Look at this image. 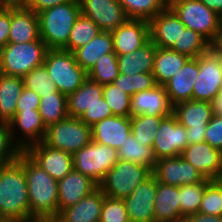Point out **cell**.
I'll return each instance as SVG.
<instances>
[{
    "mask_svg": "<svg viewBox=\"0 0 222 222\" xmlns=\"http://www.w3.org/2000/svg\"><path fill=\"white\" fill-rule=\"evenodd\" d=\"M17 160L23 165L26 174L30 217H57L58 181L37 165L24 151L18 154Z\"/></svg>",
    "mask_w": 222,
    "mask_h": 222,
    "instance_id": "cell-1",
    "label": "cell"
},
{
    "mask_svg": "<svg viewBox=\"0 0 222 222\" xmlns=\"http://www.w3.org/2000/svg\"><path fill=\"white\" fill-rule=\"evenodd\" d=\"M30 217L26 174L16 159L0 165V218L25 221Z\"/></svg>",
    "mask_w": 222,
    "mask_h": 222,
    "instance_id": "cell-2",
    "label": "cell"
},
{
    "mask_svg": "<svg viewBox=\"0 0 222 222\" xmlns=\"http://www.w3.org/2000/svg\"><path fill=\"white\" fill-rule=\"evenodd\" d=\"M38 15L40 38L48 49H63L68 42L72 27L81 15L79 0L56 5Z\"/></svg>",
    "mask_w": 222,
    "mask_h": 222,
    "instance_id": "cell-3",
    "label": "cell"
},
{
    "mask_svg": "<svg viewBox=\"0 0 222 222\" xmlns=\"http://www.w3.org/2000/svg\"><path fill=\"white\" fill-rule=\"evenodd\" d=\"M48 50L41 38L27 43H8L0 49V73L23 77L43 65Z\"/></svg>",
    "mask_w": 222,
    "mask_h": 222,
    "instance_id": "cell-4",
    "label": "cell"
},
{
    "mask_svg": "<svg viewBox=\"0 0 222 222\" xmlns=\"http://www.w3.org/2000/svg\"><path fill=\"white\" fill-rule=\"evenodd\" d=\"M43 65L57 90L66 96L75 92L88 78L87 72L75 61L73 52L64 49H49Z\"/></svg>",
    "mask_w": 222,
    "mask_h": 222,
    "instance_id": "cell-5",
    "label": "cell"
},
{
    "mask_svg": "<svg viewBox=\"0 0 222 222\" xmlns=\"http://www.w3.org/2000/svg\"><path fill=\"white\" fill-rule=\"evenodd\" d=\"M72 159L74 170L86 175L98 186L119 160L117 150L94 141L73 153Z\"/></svg>",
    "mask_w": 222,
    "mask_h": 222,
    "instance_id": "cell-6",
    "label": "cell"
},
{
    "mask_svg": "<svg viewBox=\"0 0 222 222\" xmlns=\"http://www.w3.org/2000/svg\"><path fill=\"white\" fill-rule=\"evenodd\" d=\"M151 175L148 167L119 159L107 172L99 188L106 196L123 199Z\"/></svg>",
    "mask_w": 222,
    "mask_h": 222,
    "instance_id": "cell-7",
    "label": "cell"
},
{
    "mask_svg": "<svg viewBox=\"0 0 222 222\" xmlns=\"http://www.w3.org/2000/svg\"><path fill=\"white\" fill-rule=\"evenodd\" d=\"M170 8L186 28L202 35L211 45L220 32V15L200 0H177Z\"/></svg>",
    "mask_w": 222,
    "mask_h": 222,
    "instance_id": "cell-8",
    "label": "cell"
},
{
    "mask_svg": "<svg viewBox=\"0 0 222 222\" xmlns=\"http://www.w3.org/2000/svg\"><path fill=\"white\" fill-rule=\"evenodd\" d=\"M92 141L91 127L77 117H67L49 125L43 143L71 154Z\"/></svg>",
    "mask_w": 222,
    "mask_h": 222,
    "instance_id": "cell-9",
    "label": "cell"
},
{
    "mask_svg": "<svg viewBox=\"0 0 222 222\" xmlns=\"http://www.w3.org/2000/svg\"><path fill=\"white\" fill-rule=\"evenodd\" d=\"M173 114L178 122L186 128L188 144L205 141V132L213 116L211 102L188 100L174 105Z\"/></svg>",
    "mask_w": 222,
    "mask_h": 222,
    "instance_id": "cell-10",
    "label": "cell"
},
{
    "mask_svg": "<svg viewBox=\"0 0 222 222\" xmlns=\"http://www.w3.org/2000/svg\"><path fill=\"white\" fill-rule=\"evenodd\" d=\"M222 89V57L211 47L199 55V73L192 99L211 102Z\"/></svg>",
    "mask_w": 222,
    "mask_h": 222,
    "instance_id": "cell-11",
    "label": "cell"
},
{
    "mask_svg": "<svg viewBox=\"0 0 222 222\" xmlns=\"http://www.w3.org/2000/svg\"><path fill=\"white\" fill-rule=\"evenodd\" d=\"M188 145L186 128L178 122L176 116L172 114L164 117L153 144L157 159L180 156Z\"/></svg>",
    "mask_w": 222,
    "mask_h": 222,
    "instance_id": "cell-12",
    "label": "cell"
},
{
    "mask_svg": "<svg viewBox=\"0 0 222 222\" xmlns=\"http://www.w3.org/2000/svg\"><path fill=\"white\" fill-rule=\"evenodd\" d=\"M157 182L181 187L203 182L206 178L181 156L159 159L152 171Z\"/></svg>",
    "mask_w": 222,
    "mask_h": 222,
    "instance_id": "cell-13",
    "label": "cell"
},
{
    "mask_svg": "<svg viewBox=\"0 0 222 222\" xmlns=\"http://www.w3.org/2000/svg\"><path fill=\"white\" fill-rule=\"evenodd\" d=\"M9 125L11 138L21 151L42 142L47 129L39 110L16 111L15 117L9 122Z\"/></svg>",
    "mask_w": 222,
    "mask_h": 222,
    "instance_id": "cell-14",
    "label": "cell"
},
{
    "mask_svg": "<svg viewBox=\"0 0 222 222\" xmlns=\"http://www.w3.org/2000/svg\"><path fill=\"white\" fill-rule=\"evenodd\" d=\"M157 180L151 175L134 191L123 198L130 222H155L154 201L156 198Z\"/></svg>",
    "mask_w": 222,
    "mask_h": 222,
    "instance_id": "cell-15",
    "label": "cell"
},
{
    "mask_svg": "<svg viewBox=\"0 0 222 222\" xmlns=\"http://www.w3.org/2000/svg\"><path fill=\"white\" fill-rule=\"evenodd\" d=\"M24 152L56 181L74 169L71 153L49 147L43 142L31 145Z\"/></svg>",
    "mask_w": 222,
    "mask_h": 222,
    "instance_id": "cell-16",
    "label": "cell"
},
{
    "mask_svg": "<svg viewBox=\"0 0 222 222\" xmlns=\"http://www.w3.org/2000/svg\"><path fill=\"white\" fill-rule=\"evenodd\" d=\"M81 14L93 20L101 31L111 32L129 18L118 0H79Z\"/></svg>",
    "mask_w": 222,
    "mask_h": 222,
    "instance_id": "cell-17",
    "label": "cell"
},
{
    "mask_svg": "<svg viewBox=\"0 0 222 222\" xmlns=\"http://www.w3.org/2000/svg\"><path fill=\"white\" fill-rule=\"evenodd\" d=\"M180 156L206 179L218 180L222 177V151L206 141L188 145Z\"/></svg>",
    "mask_w": 222,
    "mask_h": 222,
    "instance_id": "cell-18",
    "label": "cell"
},
{
    "mask_svg": "<svg viewBox=\"0 0 222 222\" xmlns=\"http://www.w3.org/2000/svg\"><path fill=\"white\" fill-rule=\"evenodd\" d=\"M186 26L170 7H165L149 21L150 40L159 48L179 45L181 32Z\"/></svg>",
    "mask_w": 222,
    "mask_h": 222,
    "instance_id": "cell-19",
    "label": "cell"
},
{
    "mask_svg": "<svg viewBox=\"0 0 222 222\" xmlns=\"http://www.w3.org/2000/svg\"><path fill=\"white\" fill-rule=\"evenodd\" d=\"M116 55L128 54L140 49L150 40L149 21L128 19L111 31Z\"/></svg>",
    "mask_w": 222,
    "mask_h": 222,
    "instance_id": "cell-20",
    "label": "cell"
},
{
    "mask_svg": "<svg viewBox=\"0 0 222 222\" xmlns=\"http://www.w3.org/2000/svg\"><path fill=\"white\" fill-rule=\"evenodd\" d=\"M171 103L164 85L137 92L131 96V116L141 114L167 117L173 114Z\"/></svg>",
    "mask_w": 222,
    "mask_h": 222,
    "instance_id": "cell-21",
    "label": "cell"
},
{
    "mask_svg": "<svg viewBox=\"0 0 222 222\" xmlns=\"http://www.w3.org/2000/svg\"><path fill=\"white\" fill-rule=\"evenodd\" d=\"M92 141L119 150L131 134V116H116L104 118L91 126Z\"/></svg>",
    "mask_w": 222,
    "mask_h": 222,
    "instance_id": "cell-22",
    "label": "cell"
},
{
    "mask_svg": "<svg viewBox=\"0 0 222 222\" xmlns=\"http://www.w3.org/2000/svg\"><path fill=\"white\" fill-rule=\"evenodd\" d=\"M57 184L58 214L61 210L77 204L99 187L89 177L74 169Z\"/></svg>",
    "mask_w": 222,
    "mask_h": 222,
    "instance_id": "cell-23",
    "label": "cell"
},
{
    "mask_svg": "<svg viewBox=\"0 0 222 222\" xmlns=\"http://www.w3.org/2000/svg\"><path fill=\"white\" fill-rule=\"evenodd\" d=\"M198 73L199 56L197 58H190L182 69L164 84L173 105L192 100L193 86Z\"/></svg>",
    "mask_w": 222,
    "mask_h": 222,
    "instance_id": "cell-24",
    "label": "cell"
},
{
    "mask_svg": "<svg viewBox=\"0 0 222 222\" xmlns=\"http://www.w3.org/2000/svg\"><path fill=\"white\" fill-rule=\"evenodd\" d=\"M104 196L98 187L77 204L61 210L57 216L59 222H100Z\"/></svg>",
    "mask_w": 222,
    "mask_h": 222,
    "instance_id": "cell-25",
    "label": "cell"
},
{
    "mask_svg": "<svg viewBox=\"0 0 222 222\" xmlns=\"http://www.w3.org/2000/svg\"><path fill=\"white\" fill-rule=\"evenodd\" d=\"M39 39L38 15L27 7L11 8L8 43H27Z\"/></svg>",
    "mask_w": 222,
    "mask_h": 222,
    "instance_id": "cell-26",
    "label": "cell"
},
{
    "mask_svg": "<svg viewBox=\"0 0 222 222\" xmlns=\"http://www.w3.org/2000/svg\"><path fill=\"white\" fill-rule=\"evenodd\" d=\"M154 213L155 222H173L183 219L180 208V187L157 182Z\"/></svg>",
    "mask_w": 222,
    "mask_h": 222,
    "instance_id": "cell-27",
    "label": "cell"
},
{
    "mask_svg": "<svg viewBox=\"0 0 222 222\" xmlns=\"http://www.w3.org/2000/svg\"><path fill=\"white\" fill-rule=\"evenodd\" d=\"M115 53L111 32L101 31L86 45L73 51L75 61L87 73L94 67L97 59L105 54Z\"/></svg>",
    "mask_w": 222,
    "mask_h": 222,
    "instance_id": "cell-28",
    "label": "cell"
},
{
    "mask_svg": "<svg viewBox=\"0 0 222 222\" xmlns=\"http://www.w3.org/2000/svg\"><path fill=\"white\" fill-rule=\"evenodd\" d=\"M103 97V85L87 78L73 93L67 96L69 117L79 118L83 112L100 102Z\"/></svg>",
    "mask_w": 222,
    "mask_h": 222,
    "instance_id": "cell-29",
    "label": "cell"
},
{
    "mask_svg": "<svg viewBox=\"0 0 222 222\" xmlns=\"http://www.w3.org/2000/svg\"><path fill=\"white\" fill-rule=\"evenodd\" d=\"M157 46L149 40L140 49L128 54L117 55L119 73L130 75L152 72Z\"/></svg>",
    "mask_w": 222,
    "mask_h": 222,
    "instance_id": "cell-30",
    "label": "cell"
},
{
    "mask_svg": "<svg viewBox=\"0 0 222 222\" xmlns=\"http://www.w3.org/2000/svg\"><path fill=\"white\" fill-rule=\"evenodd\" d=\"M190 58L171 48H156L153 70L157 85H164L178 73Z\"/></svg>",
    "mask_w": 222,
    "mask_h": 222,
    "instance_id": "cell-31",
    "label": "cell"
},
{
    "mask_svg": "<svg viewBox=\"0 0 222 222\" xmlns=\"http://www.w3.org/2000/svg\"><path fill=\"white\" fill-rule=\"evenodd\" d=\"M23 88L22 77L0 73V121L9 123L15 117Z\"/></svg>",
    "mask_w": 222,
    "mask_h": 222,
    "instance_id": "cell-32",
    "label": "cell"
},
{
    "mask_svg": "<svg viewBox=\"0 0 222 222\" xmlns=\"http://www.w3.org/2000/svg\"><path fill=\"white\" fill-rule=\"evenodd\" d=\"M117 152L119 159L144 165L151 171L158 161L153 147L142 144L132 134L128 136Z\"/></svg>",
    "mask_w": 222,
    "mask_h": 222,
    "instance_id": "cell-33",
    "label": "cell"
},
{
    "mask_svg": "<svg viewBox=\"0 0 222 222\" xmlns=\"http://www.w3.org/2000/svg\"><path fill=\"white\" fill-rule=\"evenodd\" d=\"M38 110L46 127L64 120L69 117L67 96L59 91L42 95Z\"/></svg>",
    "mask_w": 222,
    "mask_h": 222,
    "instance_id": "cell-34",
    "label": "cell"
},
{
    "mask_svg": "<svg viewBox=\"0 0 222 222\" xmlns=\"http://www.w3.org/2000/svg\"><path fill=\"white\" fill-rule=\"evenodd\" d=\"M100 32L99 26L93 20L81 14L72 27L67 45L63 49L73 52L86 45Z\"/></svg>",
    "mask_w": 222,
    "mask_h": 222,
    "instance_id": "cell-35",
    "label": "cell"
},
{
    "mask_svg": "<svg viewBox=\"0 0 222 222\" xmlns=\"http://www.w3.org/2000/svg\"><path fill=\"white\" fill-rule=\"evenodd\" d=\"M164 116L141 114L131 116V134L146 146L153 147L156 132Z\"/></svg>",
    "mask_w": 222,
    "mask_h": 222,
    "instance_id": "cell-36",
    "label": "cell"
},
{
    "mask_svg": "<svg viewBox=\"0 0 222 222\" xmlns=\"http://www.w3.org/2000/svg\"><path fill=\"white\" fill-rule=\"evenodd\" d=\"M212 180L205 179L203 182L183 185L180 187L181 216L187 218L199 212L205 187Z\"/></svg>",
    "mask_w": 222,
    "mask_h": 222,
    "instance_id": "cell-37",
    "label": "cell"
},
{
    "mask_svg": "<svg viewBox=\"0 0 222 222\" xmlns=\"http://www.w3.org/2000/svg\"><path fill=\"white\" fill-rule=\"evenodd\" d=\"M87 74L89 79L101 85L113 83L120 74L117 55L108 53L100 56Z\"/></svg>",
    "mask_w": 222,
    "mask_h": 222,
    "instance_id": "cell-38",
    "label": "cell"
},
{
    "mask_svg": "<svg viewBox=\"0 0 222 222\" xmlns=\"http://www.w3.org/2000/svg\"><path fill=\"white\" fill-rule=\"evenodd\" d=\"M210 48L211 44L202 35L190 28H185L181 32L179 45H174L171 49L189 58H197Z\"/></svg>",
    "mask_w": 222,
    "mask_h": 222,
    "instance_id": "cell-39",
    "label": "cell"
},
{
    "mask_svg": "<svg viewBox=\"0 0 222 222\" xmlns=\"http://www.w3.org/2000/svg\"><path fill=\"white\" fill-rule=\"evenodd\" d=\"M129 19L150 21L165 6L160 0H118Z\"/></svg>",
    "mask_w": 222,
    "mask_h": 222,
    "instance_id": "cell-40",
    "label": "cell"
},
{
    "mask_svg": "<svg viewBox=\"0 0 222 222\" xmlns=\"http://www.w3.org/2000/svg\"><path fill=\"white\" fill-rule=\"evenodd\" d=\"M26 89L34 91L37 95H48L57 92L55 82L52 80L44 65L35 67L22 77Z\"/></svg>",
    "mask_w": 222,
    "mask_h": 222,
    "instance_id": "cell-41",
    "label": "cell"
},
{
    "mask_svg": "<svg viewBox=\"0 0 222 222\" xmlns=\"http://www.w3.org/2000/svg\"><path fill=\"white\" fill-rule=\"evenodd\" d=\"M113 84L131 96L137 92L153 89L157 85L152 72L119 74Z\"/></svg>",
    "mask_w": 222,
    "mask_h": 222,
    "instance_id": "cell-42",
    "label": "cell"
},
{
    "mask_svg": "<svg viewBox=\"0 0 222 222\" xmlns=\"http://www.w3.org/2000/svg\"><path fill=\"white\" fill-rule=\"evenodd\" d=\"M103 98L116 116H131V95L113 83L103 85Z\"/></svg>",
    "mask_w": 222,
    "mask_h": 222,
    "instance_id": "cell-43",
    "label": "cell"
},
{
    "mask_svg": "<svg viewBox=\"0 0 222 222\" xmlns=\"http://www.w3.org/2000/svg\"><path fill=\"white\" fill-rule=\"evenodd\" d=\"M199 213L222 216V185L217 180H212L205 187Z\"/></svg>",
    "mask_w": 222,
    "mask_h": 222,
    "instance_id": "cell-44",
    "label": "cell"
},
{
    "mask_svg": "<svg viewBox=\"0 0 222 222\" xmlns=\"http://www.w3.org/2000/svg\"><path fill=\"white\" fill-rule=\"evenodd\" d=\"M100 222H130L123 200L105 195Z\"/></svg>",
    "mask_w": 222,
    "mask_h": 222,
    "instance_id": "cell-45",
    "label": "cell"
},
{
    "mask_svg": "<svg viewBox=\"0 0 222 222\" xmlns=\"http://www.w3.org/2000/svg\"><path fill=\"white\" fill-rule=\"evenodd\" d=\"M20 152L11 138L9 123L0 121V165L15 161Z\"/></svg>",
    "mask_w": 222,
    "mask_h": 222,
    "instance_id": "cell-46",
    "label": "cell"
},
{
    "mask_svg": "<svg viewBox=\"0 0 222 222\" xmlns=\"http://www.w3.org/2000/svg\"><path fill=\"white\" fill-rule=\"evenodd\" d=\"M112 110L107 104L106 100L102 97L100 102L90 109H87L79 117V119L84 122L87 126H93L95 123L103 120L104 118L112 116Z\"/></svg>",
    "mask_w": 222,
    "mask_h": 222,
    "instance_id": "cell-47",
    "label": "cell"
},
{
    "mask_svg": "<svg viewBox=\"0 0 222 222\" xmlns=\"http://www.w3.org/2000/svg\"><path fill=\"white\" fill-rule=\"evenodd\" d=\"M205 141L222 151V116L213 115L205 132Z\"/></svg>",
    "mask_w": 222,
    "mask_h": 222,
    "instance_id": "cell-48",
    "label": "cell"
},
{
    "mask_svg": "<svg viewBox=\"0 0 222 222\" xmlns=\"http://www.w3.org/2000/svg\"><path fill=\"white\" fill-rule=\"evenodd\" d=\"M40 99L41 97L34 91L28 90L24 87L19 99L17 100L16 111L38 110Z\"/></svg>",
    "mask_w": 222,
    "mask_h": 222,
    "instance_id": "cell-49",
    "label": "cell"
},
{
    "mask_svg": "<svg viewBox=\"0 0 222 222\" xmlns=\"http://www.w3.org/2000/svg\"><path fill=\"white\" fill-rule=\"evenodd\" d=\"M11 8H0V49L8 44Z\"/></svg>",
    "mask_w": 222,
    "mask_h": 222,
    "instance_id": "cell-50",
    "label": "cell"
},
{
    "mask_svg": "<svg viewBox=\"0 0 222 222\" xmlns=\"http://www.w3.org/2000/svg\"><path fill=\"white\" fill-rule=\"evenodd\" d=\"M69 1L73 0H29L27 8L38 14L45 9L67 3Z\"/></svg>",
    "mask_w": 222,
    "mask_h": 222,
    "instance_id": "cell-51",
    "label": "cell"
},
{
    "mask_svg": "<svg viewBox=\"0 0 222 222\" xmlns=\"http://www.w3.org/2000/svg\"><path fill=\"white\" fill-rule=\"evenodd\" d=\"M186 219L188 222H222V216H213L199 212L188 216Z\"/></svg>",
    "mask_w": 222,
    "mask_h": 222,
    "instance_id": "cell-52",
    "label": "cell"
},
{
    "mask_svg": "<svg viewBox=\"0 0 222 222\" xmlns=\"http://www.w3.org/2000/svg\"><path fill=\"white\" fill-rule=\"evenodd\" d=\"M29 0H0V8L27 7Z\"/></svg>",
    "mask_w": 222,
    "mask_h": 222,
    "instance_id": "cell-53",
    "label": "cell"
},
{
    "mask_svg": "<svg viewBox=\"0 0 222 222\" xmlns=\"http://www.w3.org/2000/svg\"><path fill=\"white\" fill-rule=\"evenodd\" d=\"M213 115L222 116V89L221 92L211 101Z\"/></svg>",
    "mask_w": 222,
    "mask_h": 222,
    "instance_id": "cell-54",
    "label": "cell"
},
{
    "mask_svg": "<svg viewBox=\"0 0 222 222\" xmlns=\"http://www.w3.org/2000/svg\"><path fill=\"white\" fill-rule=\"evenodd\" d=\"M209 9L215 11L218 15L222 14V0H200Z\"/></svg>",
    "mask_w": 222,
    "mask_h": 222,
    "instance_id": "cell-55",
    "label": "cell"
},
{
    "mask_svg": "<svg viewBox=\"0 0 222 222\" xmlns=\"http://www.w3.org/2000/svg\"><path fill=\"white\" fill-rule=\"evenodd\" d=\"M22 222H59L58 217L33 216Z\"/></svg>",
    "mask_w": 222,
    "mask_h": 222,
    "instance_id": "cell-56",
    "label": "cell"
},
{
    "mask_svg": "<svg viewBox=\"0 0 222 222\" xmlns=\"http://www.w3.org/2000/svg\"><path fill=\"white\" fill-rule=\"evenodd\" d=\"M211 47L222 57V28Z\"/></svg>",
    "mask_w": 222,
    "mask_h": 222,
    "instance_id": "cell-57",
    "label": "cell"
},
{
    "mask_svg": "<svg viewBox=\"0 0 222 222\" xmlns=\"http://www.w3.org/2000/svg\"><path fill=\"white\" fill-rule=\"evenodd\" d=\"M165 7H170L177 0H160Z\"/></svg>",
    "mask_w": 222,
    "mask_h": 222,
    "instance_id": "cell-58",
    "label": "cell"
},
{
    "mask_svg": "<svg viewBox=\"0 0 222 222\" xmlns=\"http://www.w3.org/2000/svg\"><path fill=\"white\" fill-rule=\"evenodd\" d=\"M0 222H20L15 219H9V218H0Z\"/></svg>",
    "mask_w": 222,
    "mask_h": 222,
    "instance_id": "cell-59",
    "label": "cell"
},
{
    "mask_svg": "<svg viewBox=\"0 0 222 222\" xmlns=\"http://www.w3.org/2000/svg\"><path fill=\"white\" fill-rule=\"evenodd\" d=\"M173 222H188L186 218H183V219H180V220H176V221H173Z\"/></svg>",
    "mask_w": 222,
    "mask_h": 222,
    "instance_id": "cell-60",
    "label": "cell"
},
{
    "mask_svg": "<svg viewBox=\"0 0 222 222\" xmlns=\"http://www.w3.org/2000/svg\"><path fill=\"white\" fill-rule=\"evenodd\" d=\"M220 28H222V14L220 15Z\"/></svg>",
    "mask_w": 222,
    "mask_h": 222,
    "instance_id": "cell-61",
    "label": "cell"
},
{
    "mask_svg": "<svg viewBox=\"0 0 222 222\" xmlns=\"http://www.w3.org/2000/svg\"><path fill=\"white\" fill-rule=\"evenodd\" d=\"M222 185V177L217 180Z\"/></svg>",
    "mask_w": 222,
    "mask_h": 222,
    "instance_id": "cell-62",
    "label": "cell"
}]
</instances>
